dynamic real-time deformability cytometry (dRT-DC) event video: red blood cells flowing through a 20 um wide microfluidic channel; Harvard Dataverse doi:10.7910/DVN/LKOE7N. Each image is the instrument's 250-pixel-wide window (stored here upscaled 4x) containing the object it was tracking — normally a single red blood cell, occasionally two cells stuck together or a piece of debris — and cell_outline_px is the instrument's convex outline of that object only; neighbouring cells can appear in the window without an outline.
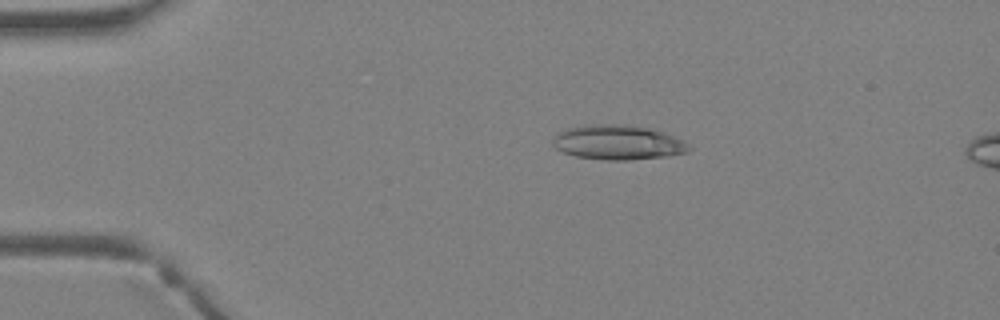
{"species": "Egyptian fruit bat (a non-hibernating species)", "species_latin": "Rousettus aegyptiacus", "temperature_condition": "warm", "stored_images_in_passage": 8, "segment_of_instrument_passage": [2, 2], "camera_frame_rate_fps": 3000, "um_per_image_px": 0.085, "animal": {"sex": "female"}, "frame": {"image": 1, "passage_image": 8, "time_ms": 2.333, "image_size_px": [1000, 320], "cell_outline_px": [[168, 268], [164, 276], [152, 288], [148, 288], [56, 280], [56, 276], [68, 272], [164, 264]], "centroid_in_image_um": [10.16, 23.47], "position_along_channel_um": 74.8, "area_um2": 12.08}}